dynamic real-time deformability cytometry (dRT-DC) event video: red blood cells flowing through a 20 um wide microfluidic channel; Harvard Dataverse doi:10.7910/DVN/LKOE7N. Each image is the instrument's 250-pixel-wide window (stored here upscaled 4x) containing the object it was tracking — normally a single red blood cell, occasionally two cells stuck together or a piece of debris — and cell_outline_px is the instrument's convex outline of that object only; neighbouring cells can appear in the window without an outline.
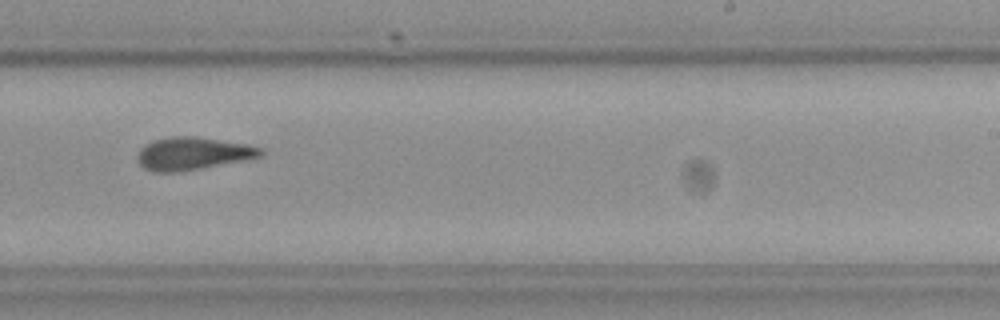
{"species": "Egyptian fruit bat (a non-hibernating species)", "species_latin": "Rousettus aegyptiacus", "temperature_condition": "cold", "stored_images_in_passage": 11, "camera_frame_rate_fps": 3000, "um_per_image_px": 0.085, "frame": {"image": 1, "passage_image": 10, "time_ms": 11.333, "image_size_px": [1000, 320], "cell_outline_px": [[264, 156], [244, 160], [200, 168], [176, 172], [156, 172], [144, 168], [136, 160], [136, 156], [140, 148], [144, 144], [152, 140], [172, 136], [196, 136], [248, 144], [264, 148]], "centroid_in_image_um": [16.39, 13.03], "position_along_channel_um": 272.6, "area_um2": 23.7}}